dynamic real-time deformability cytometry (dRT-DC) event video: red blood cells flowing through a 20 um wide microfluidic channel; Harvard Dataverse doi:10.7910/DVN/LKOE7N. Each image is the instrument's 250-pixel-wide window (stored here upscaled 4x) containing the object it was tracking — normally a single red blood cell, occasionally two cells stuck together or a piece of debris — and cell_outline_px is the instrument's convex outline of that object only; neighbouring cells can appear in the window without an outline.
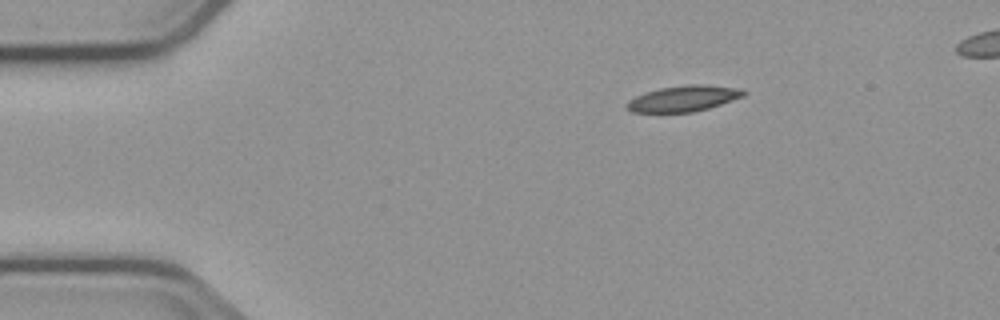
{"species": "common noctule bat (a hibernating species)", "species_latin": "Nyctalus noctula", "temperature_condition": "cold", "stored_images_in_passage": 4, "camera_frame_rate_fps": 3000, "um_per_image_px": 0.085, "animal": {"sex": "male", "body_mass_g": 23.1, "forearm_length_mm": 52.7}, "frame": {"image": 1, "passage_image": 4, "time_ms": 5.0, "image_size_px": [1000, 320], "cell_outline_px": [[748, 92], [744, 96], [708, 108], [692, 112], [632, 112], [624, 108], [624, 104], [628, 100], [636, 96], [660, 88], [688, 84], [704, 84], [744, 88]], "centroid_in_image_um": [58.12, 8.36], "position_along_channel_um": 26.9, "area_um2": 17.74}}